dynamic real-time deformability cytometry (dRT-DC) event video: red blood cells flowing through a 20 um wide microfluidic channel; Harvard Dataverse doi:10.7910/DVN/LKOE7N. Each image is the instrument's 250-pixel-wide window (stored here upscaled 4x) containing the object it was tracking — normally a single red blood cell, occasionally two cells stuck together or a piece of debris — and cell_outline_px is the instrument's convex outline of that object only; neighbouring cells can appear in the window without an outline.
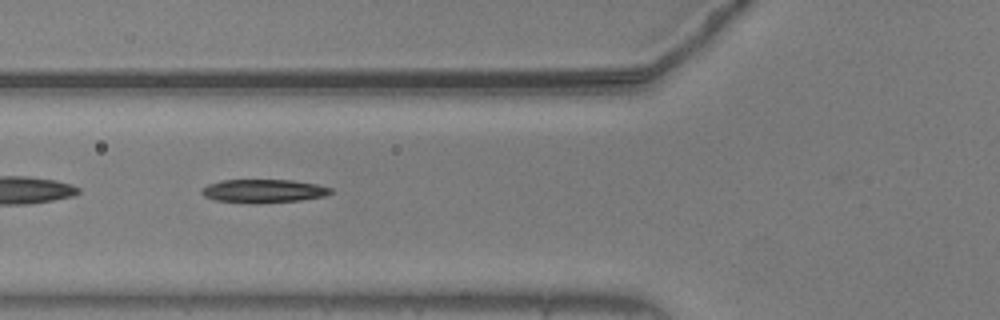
{"species": "common noctule bat (a hibernating species)", "species_latin": "Nyctalus noctula", "temperature_condition": "warm", "stored_images_in_passage": 36, "camera_frame_rate_fps": 3000, "um_per_image_px": 0.085, "animal": {"sex": "male", "body_mass_g": 20.5, "forearm_length_mm": 52.5}, "frame": {"image": 1, "passage_image": 6, "time_ms": 1.667, "image_size_px": [1000, 320], "cell_outline_px": [[332, 192], [324, 196], [300, 200], [256, 204], [216, 200], [204, 196], [200, 192], [200, 188], [208, 184], [220, 180], [292, 180], [316, 184], [332, 188]], "centroid_in_image_um": [22.36, 16.23], "position_along_channel_um": 103.4, "area_um2": 17.69}}
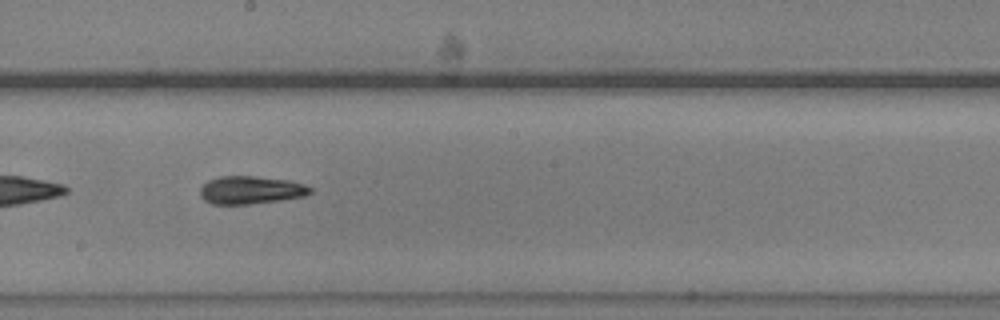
{"frame": {"image": 2, "passage_image": 16, "time_ms": 5.0, "image_size_px": [1000, 320], "cell_outline_px": [[312, 192], [304, 196], [280, 200], [248, 204], [212, 204], [204, 200], [200, 196], [200, 188], [208, 180], [220, 176], [256, 176], [288, 180], [304, 184], [312, 188]], "centroid_in_image_um": [21.3, 16.15], "position_along_channel_um": 226.9, "area_um2": 17.92}}
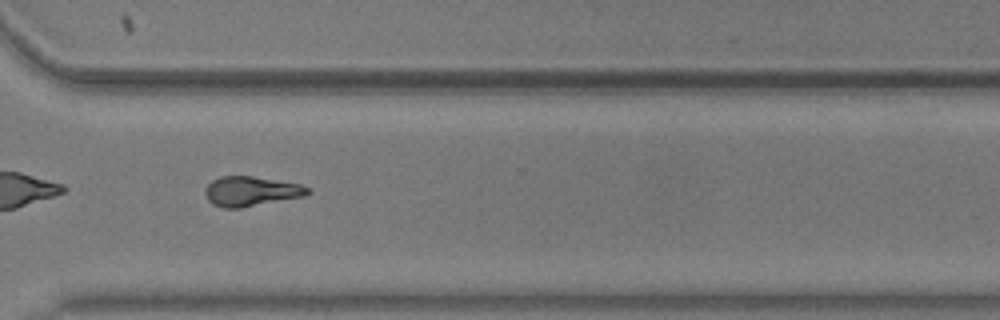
{"frame": {"image": 3, "passage_image": 26, "time_ms": 8.333, "image_size_px": [1000, 320], "cell_outline_px": [[312, 192], [304, 196], [240, 208], [224, 208], [212, 204], [208, 200], [204, 192], [204, 188], [212, 180], [220, 176], [252, 176], [300, 184], [308, 188]], "centroid_in_image_um": [21.3, 16.26], "position_along_channel_um": 349.3, "area_um2": 17.74}, "authors_computed_cell_mechanics": {"area_um2": 17.4267, "velocity_mm_per_s": 3.6833, "shape_relaxation_time_tau1_ms": 2.7611, "shape_relaxation_time_tau2_ms": 4.682, "deformation_change_tau1": 0.1755, "deformation_change_tau2": 0.1582}}